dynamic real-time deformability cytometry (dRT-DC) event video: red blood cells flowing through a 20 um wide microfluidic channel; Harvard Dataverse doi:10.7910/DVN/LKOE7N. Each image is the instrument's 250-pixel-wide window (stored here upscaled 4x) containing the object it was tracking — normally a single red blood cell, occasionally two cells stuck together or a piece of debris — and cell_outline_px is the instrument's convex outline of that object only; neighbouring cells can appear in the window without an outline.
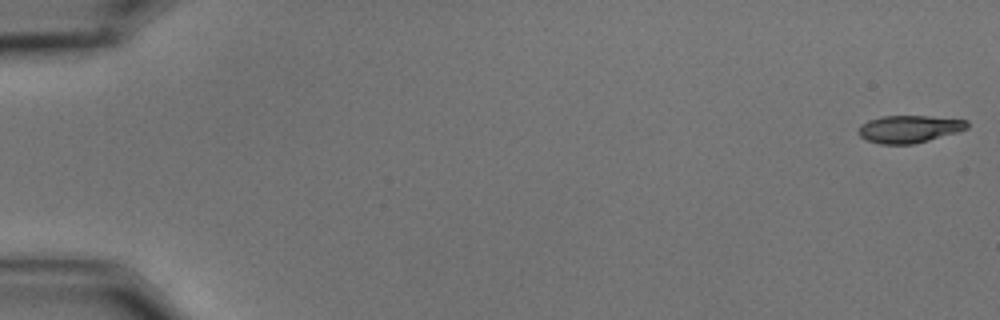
{"species": "common noctule bat (a hibernating species)", "species_latin": "Nyctalus noctula", "temperature_condition": "cold", "stored_images_in_passage": 58, "camera_frame_rate_fps": 3000, "um_per_image_px": 0.085, "animal": {"sex": "male", "body_mass_g": 15.6}, "frame": {"image": 1, "passage_image": 1, "time_ms": 0.0, "image_size_px": [1000, 320], "cell_outline_px": [[968, 128], [956, 132], [928, 140], [912, 144], [880, 144], [868, 140], [860, 136], [856, 132], [860, 124], [868, 120], [880, 116], [928, 116], [968, 120]], "centroid_in_image_um": [77.23, 10.95], "position_along_channel_um": 7.8, "area_um2": 17.34}}
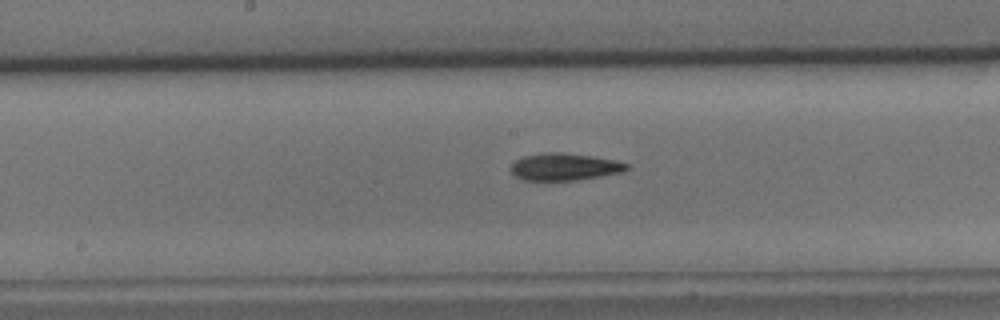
{"frame": {"image": 2, "passage_image": 31, "time_ms": 10.0, "image_size_px": [1000, 320], "cell_outline_px": [[628, 168], [620, 172], [600, 176], [572, 180], [524, 180], [516, 176], [508, 168], [516, 160], [524, 156], [540, 152], [560, 152], [592, 156], [616, 160], [628, 164]], "centroid_in_image_um": [47.93, 14.16], "position_along_channel_um": 200.3, "area_um2": 18.21}}
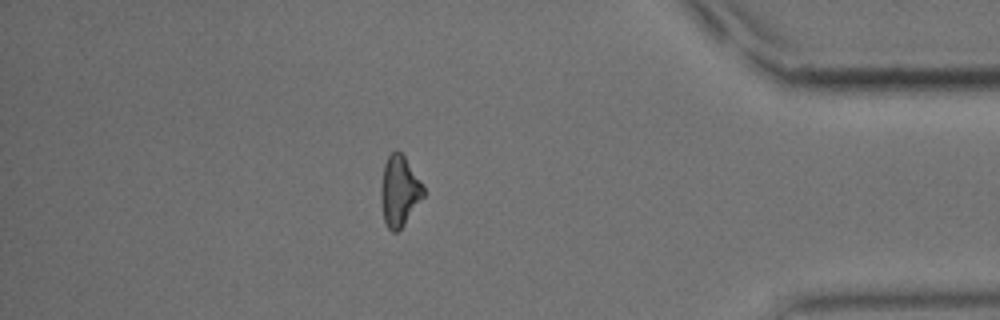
{"frame": {"image": 3, "passage_image": 51, "time_ms": 16.667, "image_size_px": [1000, 320], "cell_outline_px": [[424, 196], [404, 224], [396, 232], [392, 232], [388, 228], [384, 220], [380, 200], [380, 184], [384, 164], [388, 156], [396, 148], [404, 156], [420, 180], [424, 188]], "centroid_in_image_um": [33.92, 16.22], "position_along_channel_um": 401.3, "area_um2": 17.46}, "authors_computed_cell_mechanics": {"area_um2": 18.0336, "velocity_mm_per_s": 3.4868, "shape_relaxation_time_tau1_ms": 4.2105, "shape_relaxation_time_tau2_ms": null, "deformation_change_tau1": 0.1292, "deformation_change_tau2": null}}